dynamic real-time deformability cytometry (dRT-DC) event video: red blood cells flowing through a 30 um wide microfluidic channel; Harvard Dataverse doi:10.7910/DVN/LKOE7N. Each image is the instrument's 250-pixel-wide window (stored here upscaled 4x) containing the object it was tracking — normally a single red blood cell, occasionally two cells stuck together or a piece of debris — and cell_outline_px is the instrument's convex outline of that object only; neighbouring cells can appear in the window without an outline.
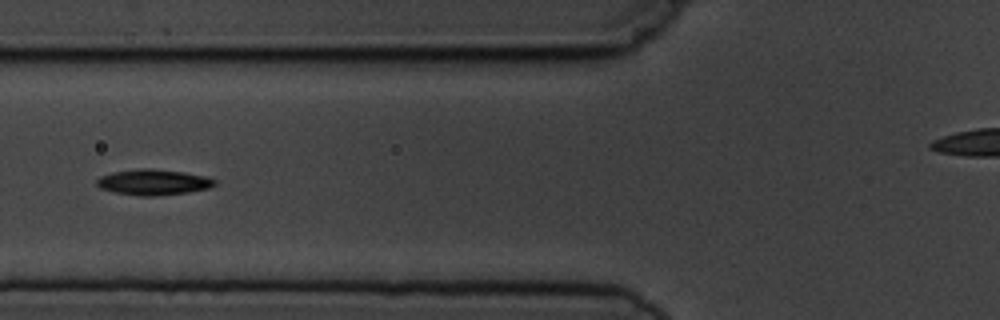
{"species": "common noctule bat (a hibernating species)", "species_latin": "Nyctalus noctula", "temperature_condition": "cold", "stored_images_in_passage": 7, "camera_frame_rate_fps": 3000, "um_per_image_px": 0.085, "animal": {"sex": "male", "body_mass_g": 19.5, "forearm_length_mm": 54.6}, "frame": {"image": 1, "passage_image": 7, "time_ms": 7.0, "image_size_px": [1000, 320], "cell_outline_px": [[216, 184], [208, 188], [188, 192], [152, 196], [140, 196], [112, 192], [100, 188], [96, 184], [96, 180], [100, 176], [116, 172], [140, 168], [152, 168], [184, 172], [204, 176], [216, 180]], "centroid_in_image_um": [13.02, 15.48], "position_along_channel_um": 112.8, "area_um2": 17.57}}